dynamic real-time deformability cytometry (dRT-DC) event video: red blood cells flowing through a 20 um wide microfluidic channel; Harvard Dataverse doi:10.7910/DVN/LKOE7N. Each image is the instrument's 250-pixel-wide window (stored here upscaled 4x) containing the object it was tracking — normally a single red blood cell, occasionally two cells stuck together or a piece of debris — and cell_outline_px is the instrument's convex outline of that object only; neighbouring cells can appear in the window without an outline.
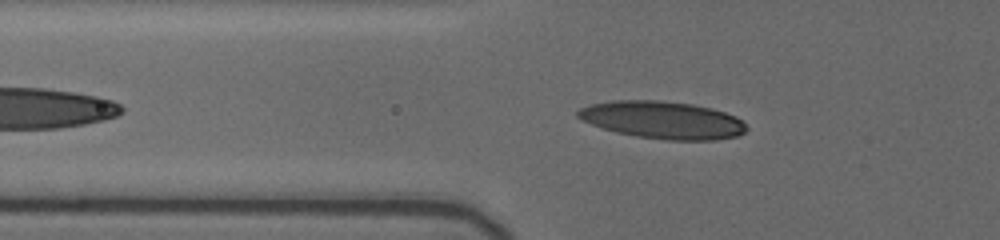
{"species": "human", "species_latin": "Homo sapiens", "temperature_condition": "cold", "stored_images_in_passage": 27, "camera_frame_rate_fps": 3000, "um_per_image_px": 0.085, "donor": {"sex": "female"}, "frame": {"image": 1, "passage_image": 6, "time_ms": 2.667, "image_size_px": [1000, 240], "cell_outline_px": [[748, 128], [744, 132], [736, 136], [716, 140], [668, 140], [640, 136], [616, 132], [592, 124], [576, 116], [576, 112], [580, 108], [592, 104], [612, 100], [656, 100], [692, 104], [712, 108], [736, 116]], "centroid_in_image_um": [56.34, 10.19], "position_along_channel_um": 69.5, "area_um2": 36.47}}
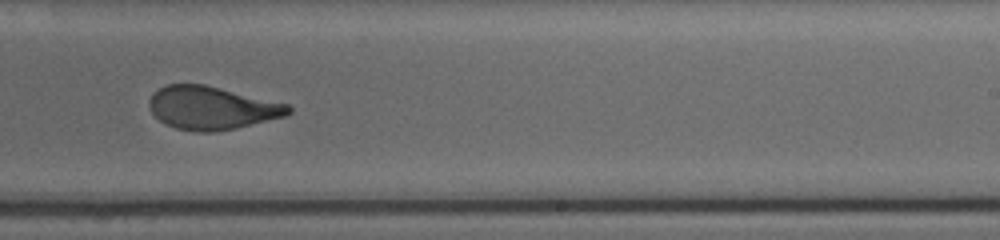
{"frame": {"image": 2, "passage_image": 16, "time_ms": 8.333, "image_size_px": [1000, 240], "cell_outline_px": [[292, 112], [284, 116], [236, 128], [216, 132], [196, 132], [176, 128], [164, 124], [152, 112], [148, 104], [148, 100], [152, 92], [168, 84], [204, 84], [288, 104], [292, 108]], "centroid_in_image_um": [17.97, 9.17], "position_along_channel_um": 271.0, "area_um2": 34.91}}
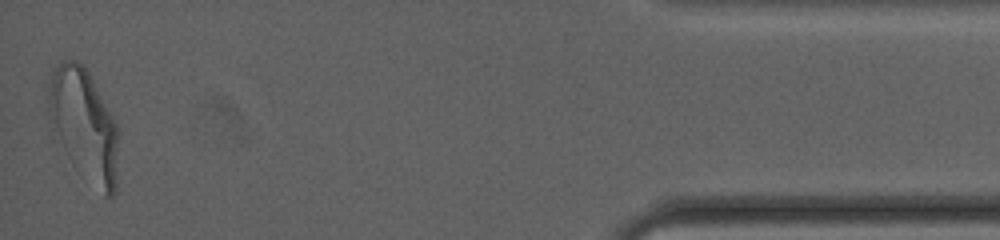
{"frame": {"image": 3, "passage_image": 27, "time_ms": 14.333, "image_size_px": [1000, 240], "cell_outline_px": [[116, 188], [112, 200], [104, 196], [52, 140], [48, 108], [48, 96], [52, 72], [60, 60], [76, 60], [84, 64], [116, 120]], "centroid_in_image_um": [7.09, 10.59], "position_along_channel_um": 428.1, "area_um2": 45.72}, "authors_computed_cell_mechanics": {"area_um2": 35.6048, "velocity_mm_per_s": 3.6715, "shape_relaxation_time_tau1_ms": 3.9811, "shape_relaxation_time_tau2_ms": 0.7489, "deformation_change_tau1": 0.1572, "deformation_change_tau2": 0.0681}}